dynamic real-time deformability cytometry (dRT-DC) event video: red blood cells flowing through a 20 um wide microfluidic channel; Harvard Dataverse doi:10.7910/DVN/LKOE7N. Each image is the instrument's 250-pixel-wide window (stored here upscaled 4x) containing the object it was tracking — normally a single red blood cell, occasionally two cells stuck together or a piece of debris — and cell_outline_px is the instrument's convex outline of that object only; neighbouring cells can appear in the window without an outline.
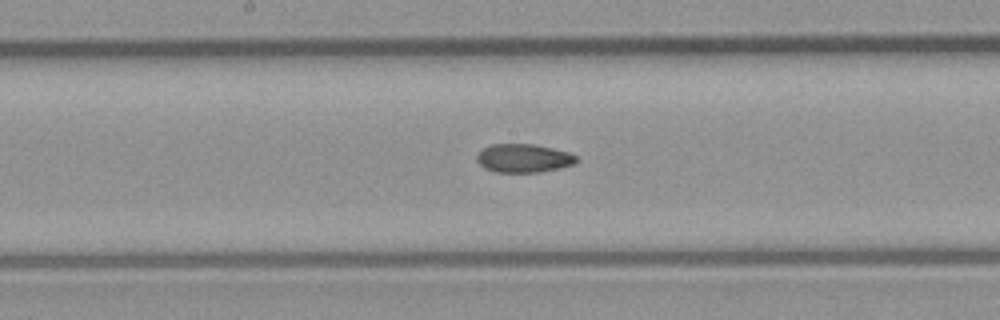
{"species": "common noctule bat (a hibernating species)", "species_latin": "Nyctalus noctula", "temperature_condition": "room temperature", "stored_images_in_passage": 8, "camera_frame_rate_fps": 3000, "um_per_image_px": 0.085, "animal": {"sex": "male", "body_mass_g": 23.1, "forearm_length_mm": 52.7}, "frame": {"image": 1, "passage_image": 8, "time_ms": 8.333, "image_size_px": [1000, 320], "cell_outline_px": [[576, 160], [572, 164], [560, 168], [536, 172], [496, 172], [484, 168], [476, 160], [476, 156], [484, 148], [492, 144], [532, 144], [552, 148], [568, 152], [576, 156]], "centroid_in_image_um": [44.47, 13.45], "position_along_channel_um": 203.7, "area_um2": 16.3}}